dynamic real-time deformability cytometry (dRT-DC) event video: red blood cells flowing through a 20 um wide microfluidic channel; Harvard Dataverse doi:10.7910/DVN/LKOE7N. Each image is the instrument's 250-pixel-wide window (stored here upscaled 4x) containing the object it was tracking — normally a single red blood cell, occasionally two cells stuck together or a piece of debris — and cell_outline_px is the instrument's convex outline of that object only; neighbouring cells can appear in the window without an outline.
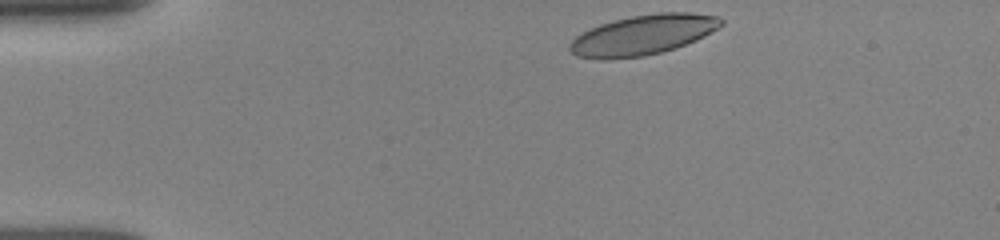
{"species": "human", "species_latin": "Homo sapiens", "temperature_condition": "room temperature", "stored_images_in_passage": 43, "camera_frame_rate_fps": 3000, "um_per_image_px": 0.085, "donor": {"sex": "female"}, "frame": {"image": 1, "passage_image": 1, "time_ms": 0.0, "image_size_px": [1000, 240], "cell_outline_px": [[724, 24], [720, 28], [696, 40], [676, 48], [644, 56], [608, 60], [576, 56], [568, 48], [568, 44], [576, 36], [600, 24], [612, 20], [632, 16], [660, 12], [688, 12], [720, 16], [724, 20]], "centroid_in_image_um": [54.69, 2.96], "position_along_channel_um": 30.3, "area_um2": 35.49}}
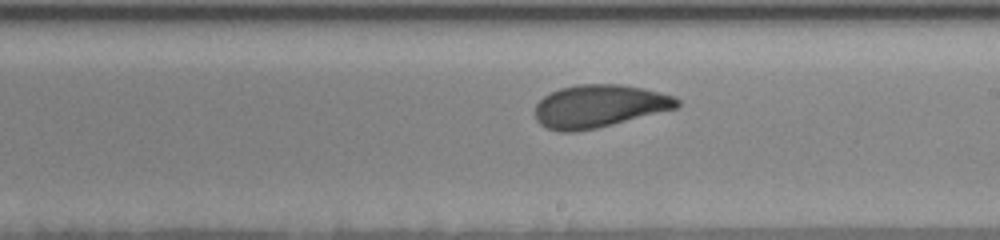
{"frame": {"image": 2, "passage_image": 22, "time_ms": 7.0, "image_size_px": [1000, 240], "cell_outline_px": [[680, 104], [676, 108], [596, 128], [576, 132], [560, 132], [548, 128], [540, 124], [536, 120], [536, 104], [544, 96], [560, 88], [576, 84], [620, 84], [644, 88], [676, 96], [680, 100]], "centroid_in_image_um": [50.93, 9.01], "position_along_channel_um": 238.1, "area_um2": 35.32}}
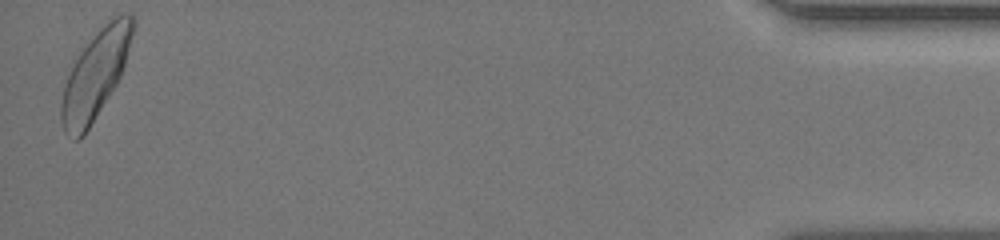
{"frame": {"image": 3, "passage_image": 43, "time_ms": 14.0, "image_size_px": [1000, 240], "cell_outline_px": [[136, 20], [124, 64], [120, 76], [116, 84], [84, 136], [80, 140], [76, 140], [64, 132], [60, 120], [60, 104], [68, 64], [96, 32], [108, 20], [120, 12], [124, 12], [132, 16]], "centroid_in_image_um": [8.05, 6.34], "position_along_channel_um": 427.2, "area_um2": 36.99}, "authors_computed_cell_mechanics": {"area_um2": 35.4892, "velocity_mm_per_s": 3.8532, "shape_relaxation_time_tau1_ms": 3.535, "shape_relaxation_time_tau2_ms": 1.1976, "deformation_change_tau1": 0.1324, "deformation_change_tau2": 0.0728}}